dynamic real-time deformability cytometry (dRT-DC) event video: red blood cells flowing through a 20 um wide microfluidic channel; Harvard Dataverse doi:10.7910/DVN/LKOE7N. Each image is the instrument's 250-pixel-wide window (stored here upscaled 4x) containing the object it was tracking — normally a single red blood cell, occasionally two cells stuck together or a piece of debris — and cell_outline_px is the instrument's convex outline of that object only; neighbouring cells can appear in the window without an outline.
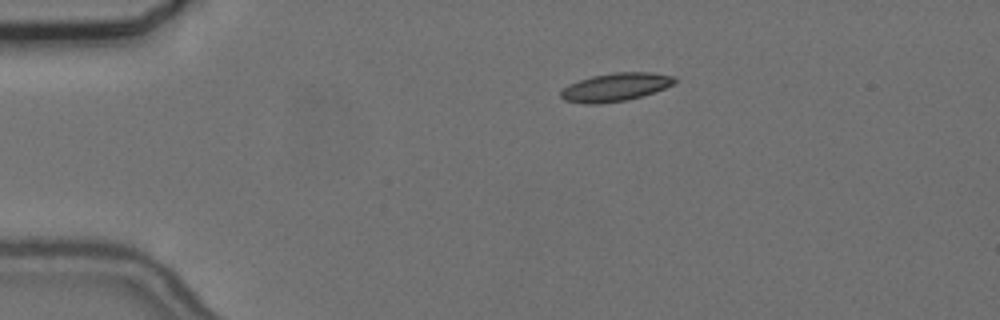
{"species": "common noctule bat (a hibernating species)", "species_latin": "Nyctalus noctula", "temperature_condition": "cold", "stored_images_in_passage": 46, "camera_frame_rate_fps": 3000, "um_per_image_px": 0.085, "animal": {"sex": "female", "body_mass_g": 24.6, "forearm_length_mm": 56.2}, "frame": {"image": 1, "passage_image": 1, "time_ms": 0.0, "image_size_px": [1000, 320], "cell_outline_px": [[676, 80], [672, 84], [664, 88], [640, 96], [624, 100], [600, 104], [584, 104], [564, 100], [560, 96], [560, 92], [568, 84], [592, 76], [612, 72], [648, 72], [676, 76]], "centroid_in_image_um": [52.27, 7.4], "position_along_channel_um": 32.7, "area_um2": 18.55}}
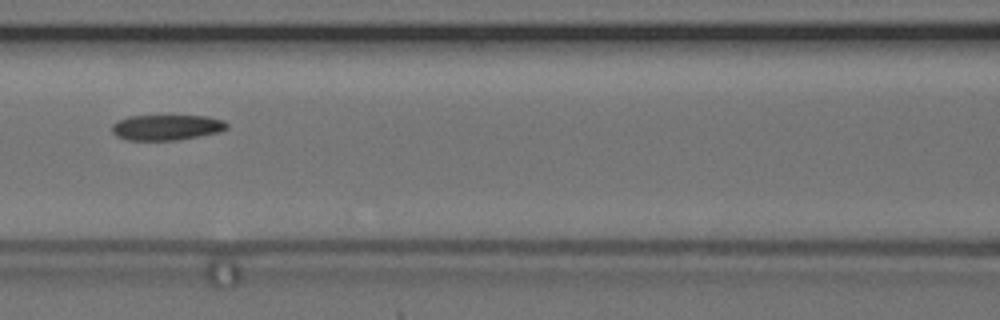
{"frame": {"image": 2, "passage_image": 15, "time_ms": 4.667, "image_size_px": [1000, 320], "cell_outline_px": [[228, 128], [220, 132], [180, 140], [124, 140], [116, 136], [112, 132], [112, 124], [116, 120], [128, 116], [208, 116], [224, 120], [228, 124]], "centroid_in_image_um": [14.15, 10.83], "position_along_channel_um": 152.4, "area_um2": 17.34}}
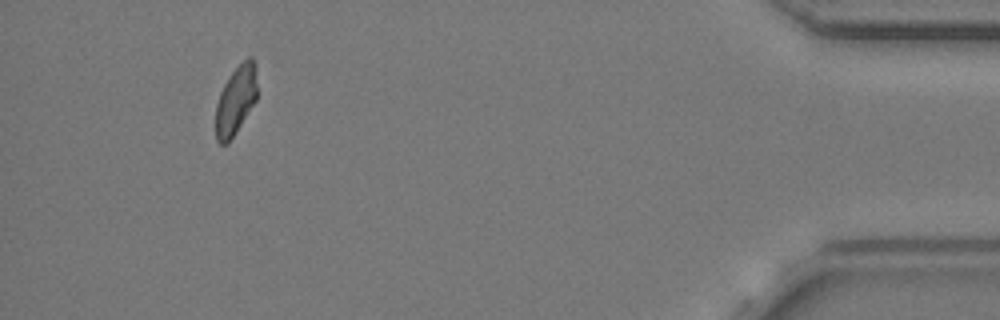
{"frame": {"image": 3, "passage_image": 42, "time_ms": 13.667, "image_size_px": [1000, 320], "cell_outline_px": [[256, 100], [236, 132], [228, 144], [220, 144], [216, 140], [216, 104], [220, 92], [228, 76], [248, 56], [252, 56], [256, 64]], "centroid_in_image_um": [20.04, 8.51], "position_along_channel_um": 415.2, "area_um2": 16.59}}